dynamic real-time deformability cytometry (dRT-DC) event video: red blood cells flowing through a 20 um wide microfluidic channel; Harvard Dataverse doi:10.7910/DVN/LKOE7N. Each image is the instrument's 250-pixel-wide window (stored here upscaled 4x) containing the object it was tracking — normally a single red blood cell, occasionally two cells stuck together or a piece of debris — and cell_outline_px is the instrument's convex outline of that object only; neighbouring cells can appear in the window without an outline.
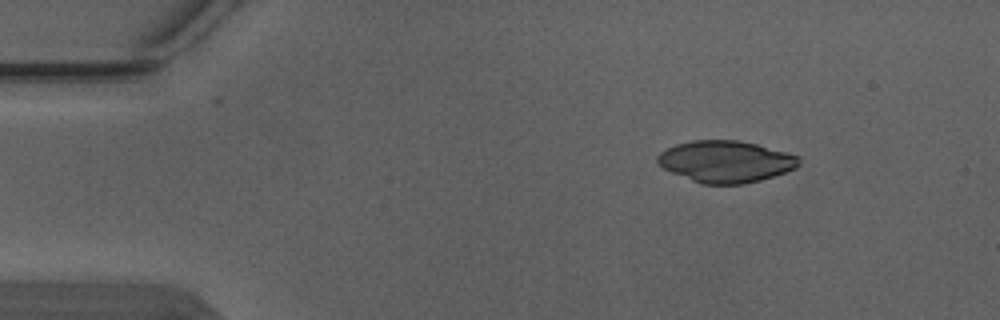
{"species": "Egyptian fruit bat (a non-hibernating species)", "species_latin": "Rousettus aegyptiacus", "temperature_condition": "warm", "stored_images_in_passage": 3, "camera_frame_rate_fps": 3000, "um_per_image_px": 0.085, "animal": {"sex": "male"}, "frame": {"image": 1, "passage_image": 1, "time_ms": 0.0, "image_size_px": [1000, 320], "cell_outline_px": [[800, 164], [796, 168], [760, 180], [740, 184], [700, 184], [672, 172], [656, 164], [656, 156], [660, 152], [676, 144], [692, 140], [736, 140], [756, 144], [788, 152], [800, 156]], "centroid_in_image_um": [61.67, 13.72], "position_along_channel_um": 23.3, "area_um2": 34.39}}